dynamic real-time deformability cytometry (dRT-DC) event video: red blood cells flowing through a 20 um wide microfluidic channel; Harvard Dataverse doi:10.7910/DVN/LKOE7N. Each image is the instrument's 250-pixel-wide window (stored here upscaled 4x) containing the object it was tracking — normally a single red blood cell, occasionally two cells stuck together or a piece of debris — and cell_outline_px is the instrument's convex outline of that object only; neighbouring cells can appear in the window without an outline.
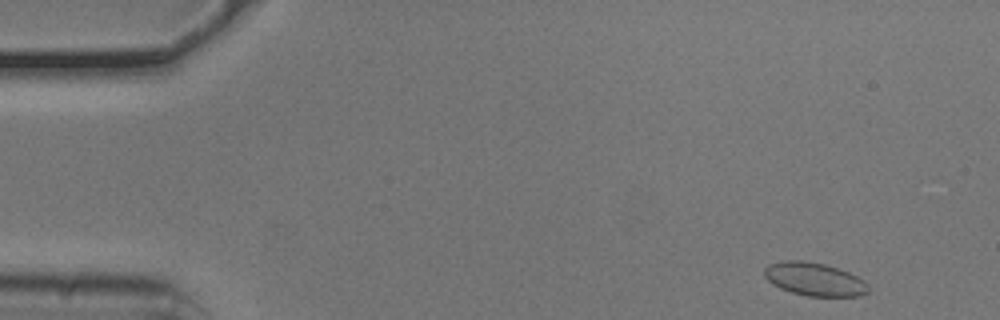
{"species": "common noctule bat (a hibernating species)", "species_latin": "Nyctalus noctula", "temperature_condition": "cold", "stored_images_in_passage": 51, "camera_frame_rate_fps": 3000, "um_per_image_px": 0.085, "animal": {"sex": "male", "body_mass_g": 20.5, "forearm_length_mm": 52.5}, "frame": {"image": 1, "passage_image": 2, "time_ms": 0.333, "image_size_px": [1000, 320], "cell_outline_px": [[868, 292], [860, 296], [808, 296], [792, 292], [780, 288], [772, 284], [764, 276], [764, 268], [768, 264], [784, 260], [804, 260], [824, 264], [848, 272], [864, 280], [868, 284]], "centroid_in_image_um": [69.2, 23.73], "position_along_channel_um": 15.8, "area_um2": 20.11}}
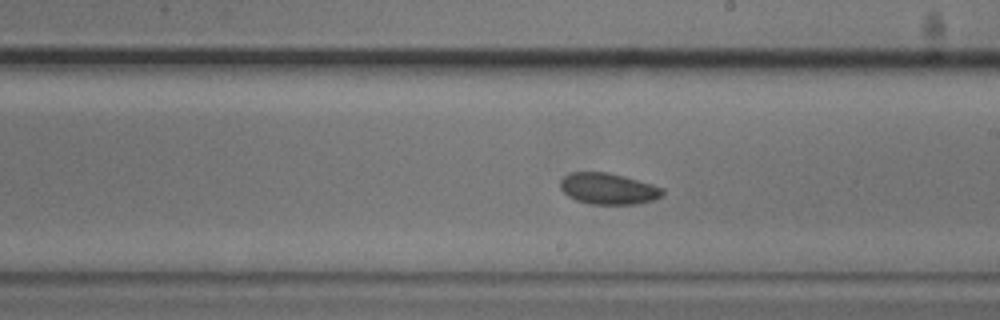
{"frame": {"image": 2, "passage_image": 28, "time_ms": 9.0, "image_size_px": [1000, 320], "cell_outline_px": [[664, 196], [652, 200], [636, 204], [592, 204], [576, 200], [568, 196], [560, 188], [560, 180], [568, 172], [608, 172], [624, 176], [652, 184], [664, 188]], "centroid_in_image_um": [51.7, 16.03], "position_along_channel_um": 237.3, "area_um2": 18.73}}
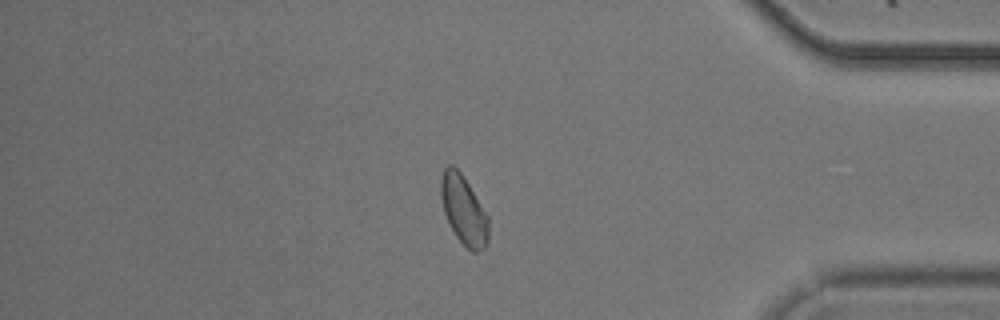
{"frame": {"image": 3, "passage_image": 43, "time_ms": 14.0, "image_size_px": [1000, 320], "cell_outline_px": [[488, 240], [484, 248], [476, 252], [472, 252], [456, 236], [444, 212], [440, 196], [440, 180], [444, 168], [448, 164], [452, 164], [464, 176], [488, 216]], "centroid_in_image_um": [39.4, 17.81], "position_along_channel_um": 395.8, "area_um2": 19.02}, "authors_computed_cell_mechanics": {"area_um2": 19.1318, "velocity_mm_per_s": 3.7589, "shape_relaxation_time_tau1_ms": 4.2985, "shape_relaxation_time_tau2_ms": null, "deformation_change_tau1": 0.0849, "deformation_change_tau2": null}}